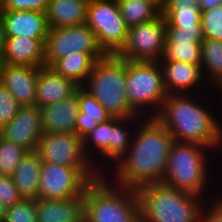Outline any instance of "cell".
<instances>
[{"mask_svg":"<svg viewBox=\"0 0 222 222\" xmlns=\"http://www.w3.org/2000/svg\"><path fill=\"white\" fill-rule=\"evenodd\" d=\"M4 222H37L36 199L23 198L6 209Z\"/></svg>","mask_w":222,"mask_h":222,"instance_id":"cell-31","label":"cell"},{"mask_svg":"<svg viewBox=\"0 0 222 222\" xmlns=\"http://www.w3.org/2000/svg\"><path fill=\"white\" fill-rule=\"evenodd\" d=\"M142 222H200L206 200L163 182L136 190Z\"/></svg>","mask_w":222,"mask_h":222,"instance_id":"cell-4","label":"cell"},{"mask_svg":"<svg viewBox=\"0 0 222 222\" xmlns=\"http://www.w3.org/2000/svg\"><path fill=\"white\" fill-rule=\"evenodd\" d=\"M200 67L209 87L222 91V41L205 38L202 40Z\"/></svg>","mask_w":222,"mask_h":222,"instance_id":"cell-26","label":"cell"},{"mask_svg":"<svg viewBox=\"0 0 222 222\" xmlns=\"http://www.w3.org/2000/svg\"><path fill=\"white\" fill-rule=\"evenodd\" d=\"M81 86L56 73L51 67H40L37 79L36 106L57 104L74 96Z\"/></svg>","mask_w":222,"mask_h":222,"instance_id":"cell-18","label":"cell"},{"mask_svg":"<svg viewBox=\"0 0 222 222\" xmlns=\"http://www.w3.org/2000/svg\"><path fill=\"white\" fill-rule=\"evenodd\" d=\"M41 111L37 106L20 107L16 116L0 129V135L23 147L35 151L43 136Z\"/></svg>","mask_w":222,"mask_h":222,"instance_id":"cell-15","label":"cell"},{"mask_svg":"<svg viewBox=\"0 0 222 222\" xmlns=\"http://www.w3.org/2000/svg\"><path fill=\"white\" fill-rule=\"evenodd\" d=\"M221 154L214 149L199 144L174 141L170 147L163 183L179 191L196 195L206 201L213 199L222 193V182L219 180V175H216V172H222L218 170V168L222 169L221 166H218L222 161ZM212 155H215V157H212ZM217 156L218 160L215 161ZM214 171L216 172L213 173ZM214 177L218 178L214 179ZM217 179L218 182L215 181ZM217 183H219V186L216 185ZM213 188L215 190L217 188V190L215 191Z\"/></svg>","mask_w":222,"mask_h":222,"instance_id":"cell-3","label":"cell"},{"mask_svg":"<svg viewBox=\"0 0 222 222\" xmlns=\"http://www.w3.org/2000/svg\"><path fill=\"white\" fill-rule=\"evenodd\" d=\"M89 0H50L46 10L49 28L86 23Z\"/></svg>","mask_w":222,"mask_h":222,"instance_id":"cell-23","label":"cell"},{"mask_svg":"<svg viewBox=\"0 0 222 222\" xmlns=\"http://www.w3.org/2000/svg\"><path fill=\"white\" fill-rule=\"evenodd\" d=\"M6 209L7 208L5 207V205L2 202H0V222H4Z\"/></svg>","mask_w":222,"mask_h":222,"instance_id":"cell-41","label":"cell"},{"mask_svg":"<svg viewBox=\"0 0 222 222\" xmlns=\"http://www.w3.org/2000/svg\"><path fill=\"white\" fill-rule=\"evenodd\" d=\"M121 16L128 28L157 19L162 12L143 0H117Z\"/></svg>","mask_w":222,"mask_h":222,"instance_id":"cell-28","label":"cell"},{"mask_svg":"<svg viewBox=\"0 0 222 222\" xmlns=\"http://www.w3.org/2000/svg\"><path fill=\"white\" fill-rule=\"evenodd\" d=\"M22 199L23 198L20 195L13 178L10 176L0 175V202L8 208Z\"/></svg>","mask_w":222,"mask_h":222,"instance_id":"cell-34","label":"cell"},{"mask_svg":"<svg viewBox=\"0 0 222 222\" xmlns=\"http://www.w3.org/2000/svg\"><path fill=\"white\" fill-rule=\"evenodd\" d=\"M40 67L5 64L0 83L21 107L36 106L37 79Z\"/></svg>","mask_w":222,"mask_h":222,"instance_id":"cell-17","label":"cell"},{"mask_svg":"<svg viewBox=\"0 0 222 222\" xmlns=\"http://www.w3.org/2000/svg\"><path fill=\"white\" fill-rule=\"evenodd\" d=\"M7 0H0V10L3 9Z\"/></svg>","mask_w":222,"mask_h":222,"instance_id":"cell-43","label":"cell"},{"mask_svg":"<svg viewBox=\"0 0 222 222\" xmlns=\"http://www.w3.org/2000/svg\"><path fill=\"white\" fill-rule=\"evenodd\" d=\"M162 16L165 18L166 27L202 26L199 6L164 7Z\"/></svg>","mask_w":222,"mask_h":222,"instance_id":"cell-29","label":"cell"},{"mask_svg":"<svg viewBox=\"0 0 222 222\" xmlns=\"http://www.w3.org/2000/svg\"><path fill=\"white\" fill-rule=\"evenodd\" d=\"M27 150L0 135V175L10 176Z\"/></svg>","mask_w":222,"mask_h":222,"instance_id":"cell-30","label":"cell"},{"mask_svg":"<svg viewBox=\"0 0 222 222\" xmlns=\"http://www.w3.org/2000/svg\"><path fill=\"white\" fill-rule=\"evenodd\" d=\"M42 162L83 168L94 180L101 174L87 157L82 139L70 133H43L37 145Z\"/></svg>","mask_w":222,"mask_h":222,"instance_id":"cell-11","label":"cell"},{"mask_svg":"<svg viewBox=\"0 0 222 222\" xmlns=\"http://www.w3.org/2000/svg\"><path fill=\"white\" fill-rule=\"evenodd\" d=\"M202 26L166 27L165 50L161 60L200 65Z\"/></svg>","mask_w":222,"mask_h":222,"instance_id":"cell-14","label":"cell"},{"mask_svg":"<svg viewBox=\"0 0 222 222\" xmlns=\"http://www.w3.org/2000/svg\"><path fill=\"white\" fill-rule=\"evenodd\" d=\"M163 70L164 86L168 94H196L211 90L205 82L200 65L173 60L159 61Z\"/></svg>","mask_w":222,"mask_h":222,"instance_id":"cell-16","label":"cell"},{"mask_svg":"<svg viewBox=\"0 0 222 222\" xmlns=\"http://www.w3.org/2000/svg\"><path fill=\"white\" fill-rule=\"evenodd\" d=\"M92 180L94 179L83 168L42 162L38 198L84 197L86 187Z\"/></svg>","mask_w":222,"mask_h":222,"instance_id":"cell-12","label":"cell"},{"mask_svg":"<svg viewBox=\"0 0 222 222\" xmlns=\"http://www.w3.org/2000/svg\"><path fill=\"white\" fill-rule=\"evenodd\" d=\"M2 53L5 64L44 66V43L40 39L25 36L7 37Z\"/></svg>","mask_w":222,"mask_h":222,"instance_id":"cell-22","label":"cell"},{"mask_svg":"<svg viewBox=\"0 0 222 222\" xmlns=\"http://www.w3.org/2000/svg\"><path fill=\"white\" fill-rule=\"evenodd\" d=\"M126 93L139 116L155 117L168 95L160 62L126 60Z\"/></svg>","mask_w":222,"mask_h":222,"instance_id":"cell-8","label":"cell"},{"mask_svg":"<svg viewBox=\"0 0 222 222\" xmlns=\"http://www.w3.org/2000/svg\"><path fill=\"white\" fill-rule=\"evenodd\" d=\"M20 107L11 92L0 83V129L16 116Z\"/></svg>","mask_w":222,"mask_h":222,"instance_id":"cell-33","label":"cell"},{"mask_svg":"<svg viewBox=\"0 0 222 222\" xmlns=\"http://www.w3.org/2000/svg\"><path fill=\"white\" fill-rule=\"evenodd\" d=\"M146 2H149L151 4H154L161 12L165 6L166 0H143Z\"/></svg>","mask_w":222,"mask_h":222,"instance_id":"cell-40","label":"cell"},{"mask_svg":"<svg viewBox=\"0 0 222 222\" xmlns=\"http://www.w3.org/2000/svg\"><path fill=\"white\" fill-rule=\"evenodd\" d=\"M221 99L222 91L215 89L206 93L168 94L155 118L174 141L199 144L220 153L222 114L218 110L222 109Z\"/></svg>","mask_w":222,"mask_h":222,"instance_id":"cell-1","label":"cell"},{"mask_svg":"<svg viewBox=\"0 0 222 222\" xmlns=\"http://www.w3.org/2000/svg\"><path fill=\"white\" fill-rule=\"evenodd\" d=\"M6 41H7L6 27L3 19L0 16V52L4 51Z\"/></svg>","mask_w":222,"mask_h":222,"instance_id":"cell-39","label":"cell"},{"mask_svg":"<svg viewBox=\"0 0 222 222\" xmlns=\"http://www.w3.org/2000/svg\"><path fill=\"white\" fill-rule=\"evenodd\" d=\"M199 6V0H166L164 7Z\"/></svg>","mask_w":222,"mask_h":222,"instance_id":"cell-37","label":"cell"},{"mask_svg":"<svg viewBox=\"0 0 222 222\" xmlns=\"http://www.w3.org/2000/svg\"><path fill=\"white\" fill-rule=\"evenodd\" d=\"M79 112L76 119L75 134L83 139L98 124L106 123L112 117L107 110L82 86L77 90Z\"/></svg>","mask_w":222,"mask_h":222,"instance_id":"cell-24","label":"cell"},{"mask_svg":"<svg viewBox=\"0 0 222 222\" xmlns=\"http://www.w3.org/2000/svg\"><path fill=\"white\" fill-rule=\"evenodd\" d=\"M50 0H7L1 10L37 11L45 13Z\"/></svg>","mask_w":222,"mask_h":222,"instance_id":"cell-35","label":"cell"},{"mask_svg":"<svg viewBox=\"0 0 222 222\" xmlns=\"http://www.w3.org/2000/svg\"><path fill=\"white\" fill-rule=\"evenodd\" d=\"M173 137L155 118H143L137 125L130 148L105 175L116 185L137 190L163 182Z\"/></svg>","mask_w":222,"mask_h":222,"instance_id":"cell-2","label":"cell"},{"mask_svg":"<svg viewBox=\"0 0 222 222\" xmlns=\"http://www.w3.org/2000/svg\"><path fill=\"white\" fill-rule=\"evenodd\" d=\"M7 37L25 36L43 43L49 32L46 13L37 11L0 10Z\"/></svg>","mask_w":222,"mask_h":222,"instance_id":"cell-19","label":"cell"},{"mask_svg":"<svg viewBox=\"0 0 222 222\" xmlns=\"http://www.w3.org/2000/svg\"><path fill=\"white\" fill-rule=\"evenodd\" d=\"M136 190L114 184L106 175L92 180L84 193V222H137Z\"/></svg>","mask_w":222,"mask_h":222,"instance_id":"cell-5","label":"cell"},{"mask_svg":"<svg viewBox=\"0 0 222 222\" xmlns=\"http://www.w3.org/2000/svg\"><path fill=\"white\" fill-rule=\"evenodd\" d=\"M96 60L88 53L72 52L56 60L50 67L65 78L83 86L92 72Z\"/></svg>","mask_w":222,"mask_h":222,"instance_id":"cell-27","label":"cell"},{"mask_svg":"<svg viewBox=\"0 0 222 222\" xmlns=\"http://www.w3.org/2000/svg\"><path fill=\"white\" fill-rule=\"evenodd\" d=\"M37 222H84V197L36 199Z\"/></svg>","mask_w":222,"mask_h":222,"instance_id":"cell-21","label":"cell"},{"mask_svg":"<svg viewBox=\"0 0 222 222\" xmlns=\"http://www.w3.org/2000/svg\"><path fill=\"white\" fill-rule=\"evenodd\" d=\"M42 160L35 151H27L15 168L12 178L22 198L38 199Z\"/></svg>","mask_w":222,"mask_h":222,"instance_id":"cell-25","label":"cell"},{"mask_svg":"<svg viewBox=\"0 0 222 222\" xmlns=\"http://www.w3.org/2000/svg\"><path fill=\"white\" fill-rule=\"evenodd\" d=\"M166 43V21L155 20L128 28L127 38L117 56L130 61H160Z\"/></svg>","mask_w":222,"mask_h":222,"instance_id":"cell-13","label":"cell"},{"mask_svg":"<svg viewBox=\"0 0 222 222\" xmlns=\"http://www.w3.org/2000/svg\"><path fill=\"white\" fill-rule=\"evenodd\" d=\"M82 87L107 110L111 117L139 116L127 100L125 59L112 54L98 59Z\"/></svg>","mask_w":222,"mask_h":222,"instance_id":"cell-6","label":"cell"},{"mask_svg":"<svg viewBox=\"0 0 222 222\" xmlns=\"http://www.w3.org/2000/svg\"><path fill=\"white\" fill-rule=\"evenodd\" d=\"M86 24L106 54L116 55L124 46L128 27L117 0H89Z\"/></svg>","mask_w":222,"mask_h":222,"instance_id":"cell-10","label":"cell"},{"mask_svg":"<svg viewBox=\"0 0 222 222\" xmlns=\"http://www.w3.org/2000/svg\"><path fill=\"white\" fill-rule=\"evenodd\" d=\"M72 52L88 53L96 61L107 55L99 45L96 34L86 23L49 28L44 42V66L50 67L56 60Z\"/></svg>","mask_w":222,"mask_h":222,"instance_id":"cell-9","label":"cell"},{"mask_svg":"<svg viewBox=\"0 0 222 222\" xmlns=\"http://www.w3.org/2000/svg\"><path fill=\"white\" fill-rule=\"evenodd\" d=\"M142 116L112 117L98 124L83 139L84 151L101 175H105L126 154Z\"/></svg>","mask_w":222,"mask_h":222,"instance_id":"cell-7","label":"cell"},{"mask_svg":"<svg viewBox=\"0 0 222 222\" xmlns=\"http://www.w3.org/2000/svg\"><path fill=\"white\" fill-rule=\"evenodd\" d=\"M40 111L44 133L75 134L79 112V99L76 94L57 104L40 107Z\"/></svg>","mask_w":222,"mask_h":222,"instance_id":"cell-20","label":"cell"},{"mask_svg":"<svg viewBox=\"0 0 222 222\" xmlns=\"http://www.w3.org/2000/svg\"><path fill=\"white\" fill-rule=\"evenodd\" d=\"M222 0H199V9L201 12L212 9L221 5Z\"/></svg>","mask_w":222,"mask_h":222,"instance_id":"cell-38","label":"cell"},{"mask_svg":"<svg viewBox=\"0 0 222 222\" xmlns=\"http://www.w3.org/2000/svg\"><path fill=\"white\" fill-rule=\"evenodd\" d=\"M4 65H5V63H4L3 53L0 52V79H1Z\"/></svg>","mask_w":222,"mask_h":222,"instance_id":"cell-42","label":"cell"},{"mask_svg":"<svg viewBox=\"0 0 222 222\" xmlns=\"http://www.w3.org/2000/svg\"><path fill=\"white\" fill-rule=\"evenodd\" d=\"M203 37L222 41V5L201 12Z\"/></svg>","mask_w":222,"mask_h":222,"instance_id":"cell-32","label":"cell"},{"mask_svg":"<svg viewBox=\"0 0 222 222\" xmlns=\"http://www.w3.org/2000/svg\"><path fill=\"white\" fill-rule=\"evenodd\" d=\"M222 193L207 200L201 213L200 222H222Z\"/></svg>","mask_w":222,"mask_h":222,"instance_id":"cell-36","label":"cell"}]
</instances>
